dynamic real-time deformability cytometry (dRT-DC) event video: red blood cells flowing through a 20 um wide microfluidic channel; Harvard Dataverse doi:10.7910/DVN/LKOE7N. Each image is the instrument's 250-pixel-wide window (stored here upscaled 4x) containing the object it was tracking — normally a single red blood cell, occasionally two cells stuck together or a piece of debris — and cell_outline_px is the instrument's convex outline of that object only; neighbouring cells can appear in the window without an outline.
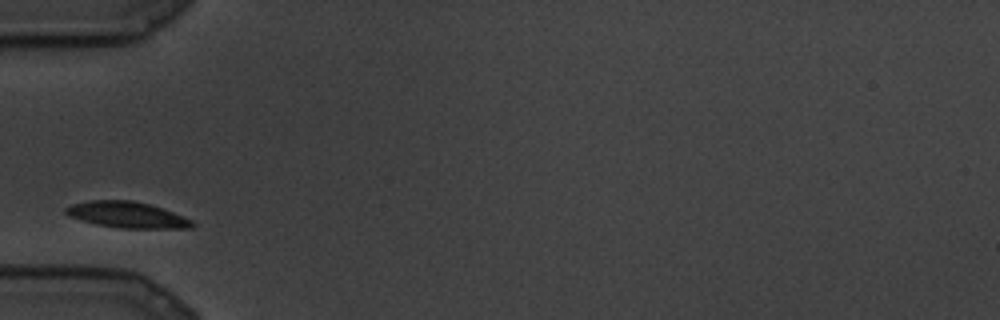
{"species": "common noctule bat (a hibernating species)", "species_latin": "Nyctalus noctula", "temperature_condition": "cold", "stored_images_in_passage": 17, "segment_of_instrument_passage": [1, 2], "camera_frame_rate_fps": 3000, "um_per_image_px": 0.085, "animal": {"sex": "male", "body_mass_g": 19.5, "forearm_length_mm": 54.6}, "frame": {"image": 1, "passage_image": 1, "time_ms": 0.0, "image_size_px": [1000, 320], "cell_outline_px": [[196, 224], [192, 228], [120, 228], [96, 224], [80, 220], [68, 216], [64, 212], [64, 208], [72, 204], [92, 200], [132, 200], [148, 204], [172, 212], [192, 220]], "centroid_in_image_um": [10.77, 18.26], "position_along_channel_um": 74.2, "area_um2": 19.13}}
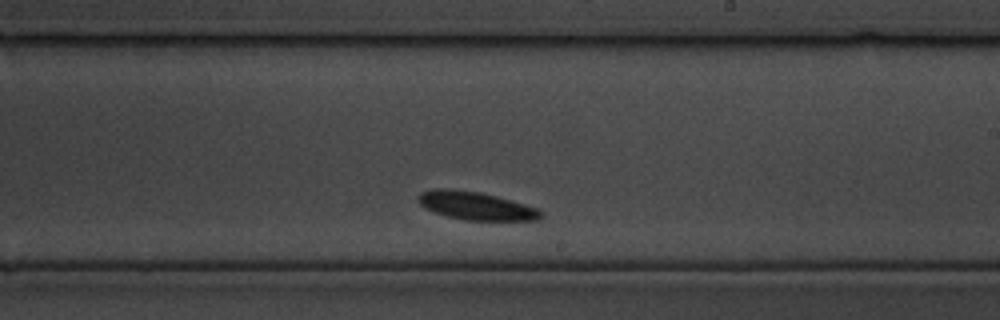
{"frame": {"image": 2, "passage_image": 8, "time_ms": 2.333, "image_size_px": [1000, 320], "cell_outline_px": [[544, 216], [540, 220], [468, 220], [448, 216], [424, 208], [416, 200], [416, 196], [420, 192], [432, 188], [448, 188], [480, 192], [496, 196], [524, 204], [536, 208], [544, 212]], "centroid_in_image_um": [40.43, 17.48], "position_along_channel_um": 248.6, "area_um2": 20.17}}
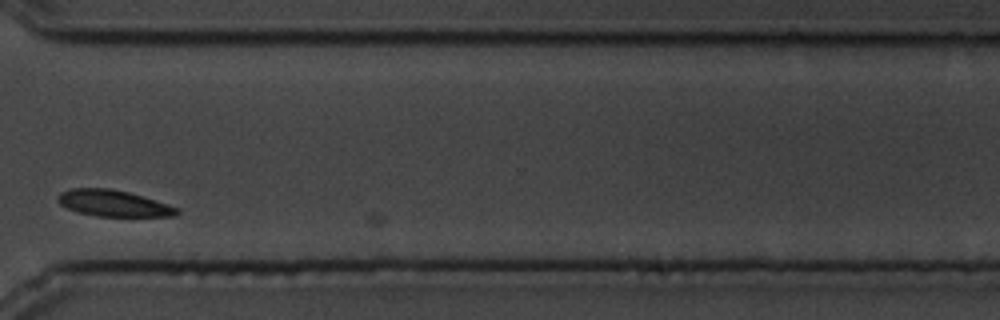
{"frame": {"image": 3, "passage_image": 13, "time_ms": 4.0, "image_size_px": [1000, 320], "cell_outline_px": [[180, 212], [176, 216], [96, 216], [76, 212], [60, 204], [56, 200], [56, 196], [60, 192], [68, 188], [112, 188], [128, 192], [168, 204], [180, 208]], "centroid_in_image_um": [9.61, 17.27], "position_along_channel_um": 361.0, "area_um2": 18.44}}